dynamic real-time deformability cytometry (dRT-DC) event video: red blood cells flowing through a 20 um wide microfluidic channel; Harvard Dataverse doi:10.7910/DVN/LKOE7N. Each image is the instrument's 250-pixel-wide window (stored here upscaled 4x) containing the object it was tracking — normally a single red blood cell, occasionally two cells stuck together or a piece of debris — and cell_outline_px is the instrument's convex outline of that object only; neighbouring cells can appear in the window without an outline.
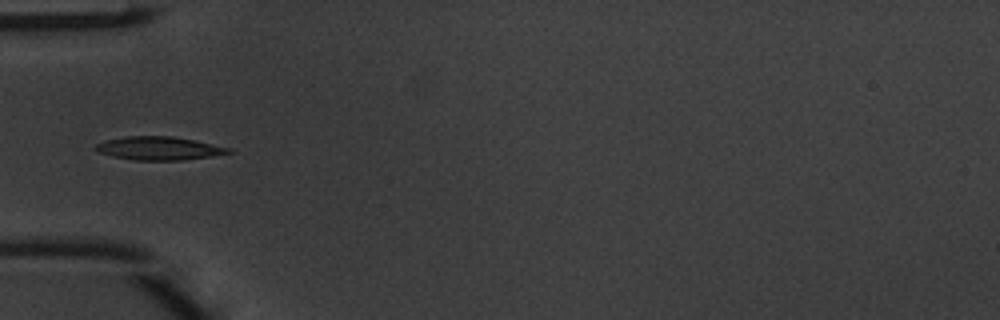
{"species": "common noctule bat (a hibernating species)", "species_latin": "Nyctalus noctula", "temperature_condition": "warm", "stored_images_in_passage": 18, "camera_frame_rate_fps": 3000, "um_per_image_px": 0.085, "animal": {"sex": "male", "body_mass_g": 20.1, "forearm_length_mm": 53.5}, "frame": {"image": 1, "passage_image": 1, "time_ms": 0.0, "image_size_px": [1000, 320], "cell_outline_px": [[236, 152], [212, 156], [180, 160], [132, 160], [112, 156], [100, 152], [92, 148], [96, 144], [104, 140], [124, 136], [172, 136], [232, 148]], "centroid_in_image_um": [13.5, 12.6], "position_along_channel_um": 71.5, "area_um2": 18.15}}
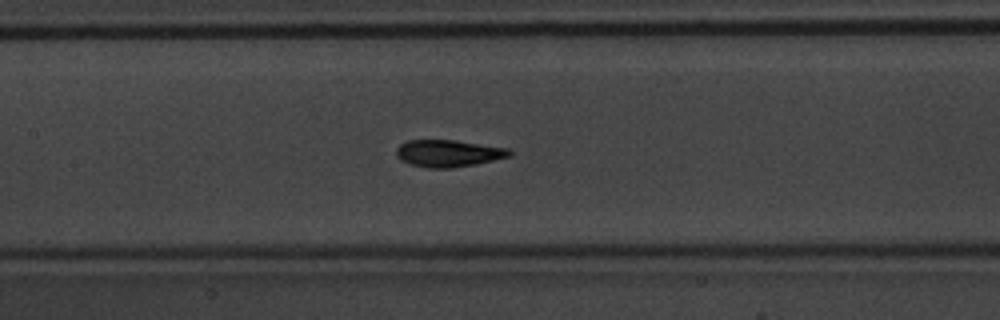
{"frame": {"image": 2, "passage_image": 8, "time_ms": 2.333, "image_size_px": [1000, 320], "cell_outline_px": [[512, 156], [476, 164], [452, 168], [428, 168], [412, 164], [400, 160], [396, 156], [396, 148], [400, 144], [408, 140], [456, 140], [508, 148], [512, 152]], "centroid_in_image_um": [38.12, 13.03], "position_along_channel_um": 169.3, "area_um2": 17.92}}
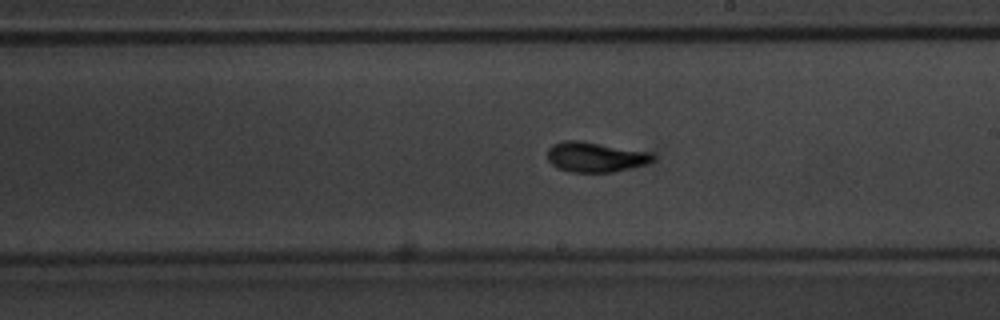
{"frame": {"image": 3, "passage_image": 13, "time_ms": 4.0, "image_size_px": [1000, 320], "cell_outline_px": [[656, 156], [652, 160], [644, 164], [632, 168], [612, 172], [572, 172], [556, 168], [548, 160], [548, 148], [552, 144], [564, 140], [580, 140], [652, 152]], "centroid_in_image_um": [50.59, 13.33], "position_along_channel_um": 238.4, "area_um2": 18.61}}